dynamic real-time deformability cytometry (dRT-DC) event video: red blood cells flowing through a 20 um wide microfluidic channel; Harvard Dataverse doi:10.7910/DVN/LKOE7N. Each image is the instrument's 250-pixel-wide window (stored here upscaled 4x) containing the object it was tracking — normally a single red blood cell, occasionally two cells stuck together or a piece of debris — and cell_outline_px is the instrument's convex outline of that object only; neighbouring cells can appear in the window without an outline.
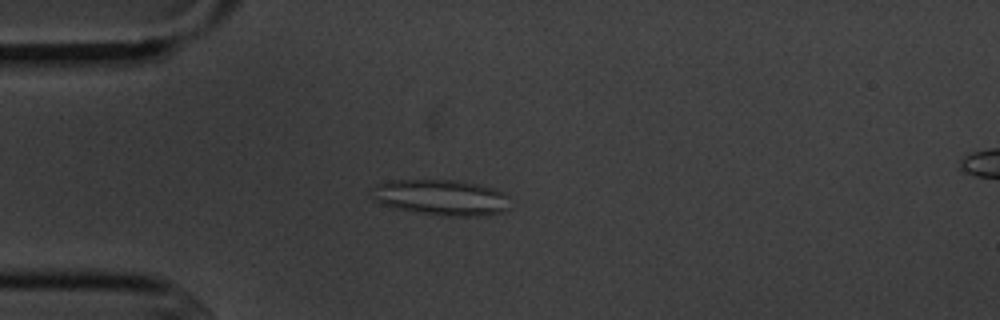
{"species": "common noctule bat (a hibernating species)", "species_latin": "Nyctalus noctula", "temperature_condition": "cold", "stored_images_in_passage": 10, "camera_frame_rate_fps": 3000, "um_per_image_px": 0.085, "animal": {"sex": "male", "body_mass_g": 20.1, "forearm_length_mm": 53.5}, "frame": {"image": 1, "passage_image": 3, "time_ms": 3.333, "image_size_px": [1000, 320], "cell_outline_px": [[508, 208], [500, 212], [484, 216], [448, 216], [416, 212], [392, 208], [372, 200], [372, 196], [376, 188], [380, 184], [392, 180], [452, 180], [476, 184], [492, 188], [504, 192], [508, 196]], "centroid_in_image_um": [37.51, 16.8], "position_along_channel_um": 47.5, "area_um2": 28.55}}
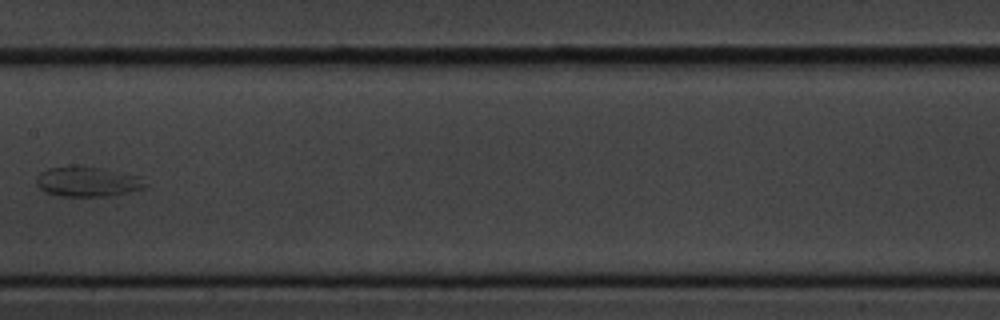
{"frame": {"image": 2, "passage_image": 7, "time_ms": 8.0, "image_size_px": [1000, 320], "cell_outline_px": [[148, 184], [144, 188], [112, 196], [60, 196], [48, 192], [40, 188], [36, 184], [36, 176], [40, 172], [48, 168], [76, 164], [104, 168], [140, 176]], "centroid_in_image_um": [7.44, 15.41], "position_along_channel_um": 200.0, "area_um2": 19.42}}
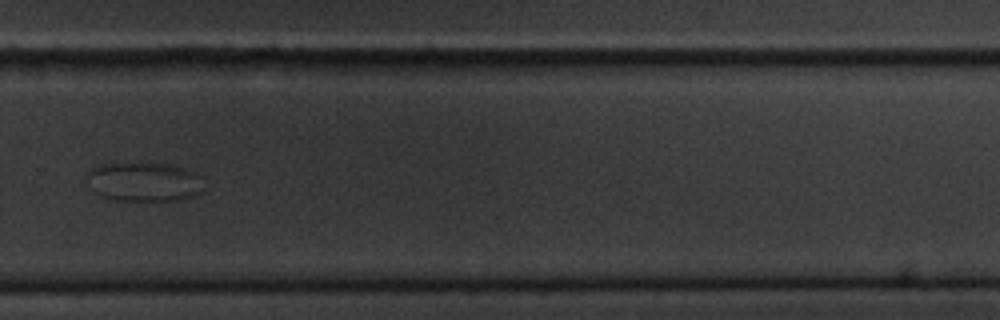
{"frame": {"image": 3, "passage_image": 10, "time_ms": 11.333, "image_size_px": [1000, 320], "cell_outline_px": [[200, 192], [192, 196], [180, 200], [116, 200], [104, 196], [96, 192], [88, 176], [88, 172], [92, 168], [100, 164], [140, 160], [172, 164], [196, 172], [200, 176]], "centroid_in_image_um": [12.26, 15.39], "position_along_channel_um": 317.5, "area_um2": 26.93}}